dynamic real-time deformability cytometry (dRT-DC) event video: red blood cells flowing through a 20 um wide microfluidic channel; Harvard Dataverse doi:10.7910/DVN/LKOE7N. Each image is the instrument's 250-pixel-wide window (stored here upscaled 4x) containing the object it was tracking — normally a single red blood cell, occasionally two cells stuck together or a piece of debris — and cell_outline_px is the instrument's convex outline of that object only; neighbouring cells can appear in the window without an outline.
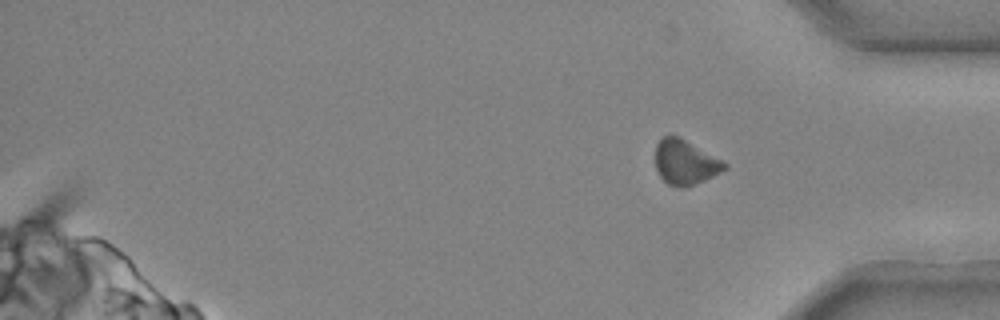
{"species": "common noctule bat (a hibernating species)", "species_latin": "Nyctalus noctula", "temperature_condition": "cold", "stored_images_in_passage": 25, "camera_frame_rate_fps": 3000, "um_per_image_px": 0.085, "animal": {"sex": "male", "body_mass_g": 20.4}, "frame": {"image": 1, "passage_image": 25, "time_ms": 8.0, "image_size_px": [1000, 320], "cell_outline_px": [[728, 168], [704, 180], [684, 188], [680, 188], [668, 184], [660, 176], [656, 168], [656, 144], [664, 136], [680, 136], [728, 164]], "centroid_in_image_um": [58.24, 13.79], "position_along_channel_um": 377.0, "area_um2": 17.86}}